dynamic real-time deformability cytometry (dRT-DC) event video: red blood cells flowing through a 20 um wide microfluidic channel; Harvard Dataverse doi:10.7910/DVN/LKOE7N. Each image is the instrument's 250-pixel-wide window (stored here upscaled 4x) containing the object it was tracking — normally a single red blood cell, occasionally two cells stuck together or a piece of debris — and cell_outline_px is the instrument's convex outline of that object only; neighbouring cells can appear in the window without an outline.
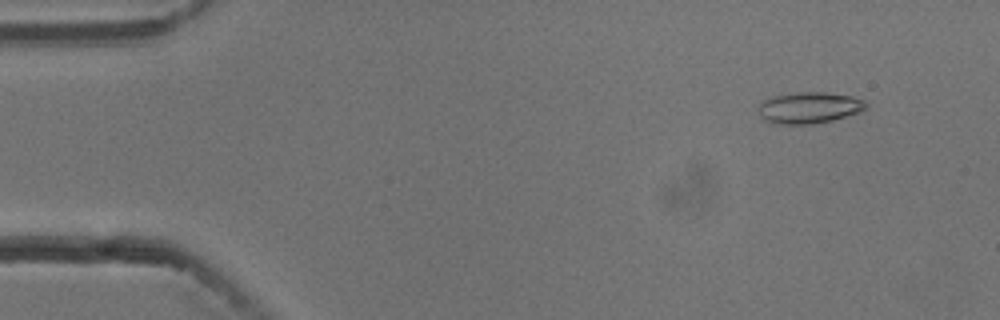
{"species": "common noctule bat (a hibernating species)", "species_latin": "Nyctalus noctula", "temperature_condition": "cold", "stored_images_in_passage": 54, "camera_frame_rate_fps": 3000, "um_per_image_px": 0.085, "animal": {"sex": "male", "body_mass_g": 13.3}, "frame": {"image": 1, "passage_image": 5, "time_ms": 1.333, "image_size_px": [1000, 320], "cell_outline_px": [[868, 108], [860, 112], [832, 120], [812, 124], [772, 124], [764, 120], [760, 116], [760, 104], [764, 100], [772, 96], [796, 92], [828, 92], [852, 96], [864, 100], [868, 104]], "centroid_in_image_um": [68.8, 9.15], "position_along_channel_um": 16.2, "area_um2": 19.83}}
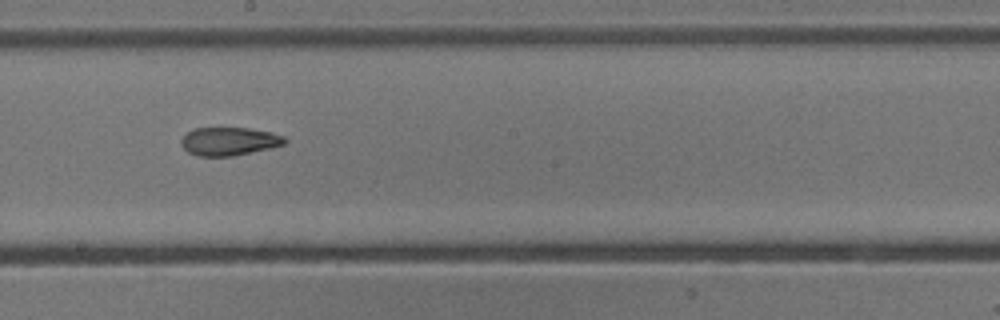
{"frame": {"image": 2, "passage_image": 30, "time_ms": 9.667, "image_size_px": [1000, 320], "cell_outline_px": [[288, 140], [284, 144], [272, 148], [232, 156], [196, 156], [188, 152], [180, 144], [180, 140], [192, 128], [248, 128], [272, 132], [284, 136]], "centroid_in_image_um": [19.48, 12.01], "position_along_channel_um": 228.7, "area_um2": 17.17}}
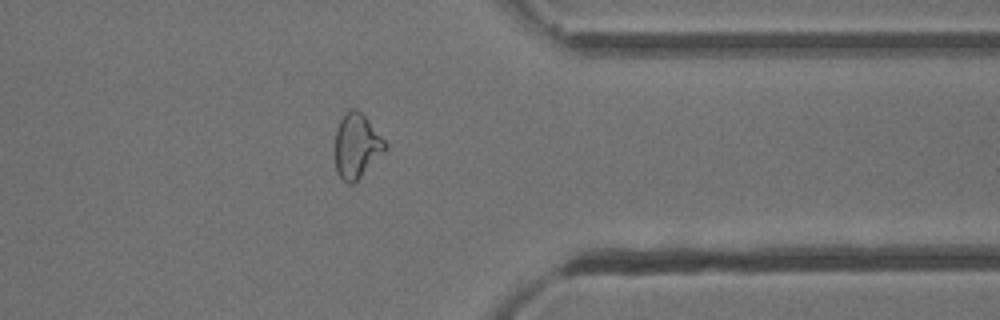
{"frame": {"image": 3, "passage_image": 43, "time_ms": 14.0, "image_size_px": [1000, 320], "cell_outline_px": [[388, 148], [352, 184], [348, 184], [336, 172], [336, 128], [344, 112], [348, 108], [356, 108], [368, 120], [388, 144]], "centroid_in_image_um": [30.32, 12.36], "position_along_channel_um": 381.1, "area_um2": 18.61}, "authors_computed_cell_mechanics": {"area_um2": 18.6983, "velocity_mm_per_s": 3.7615, "shape_relaxation_time_tau1_ms": 6.2682, "shape_relaxation_time_tau2_ms": 4.3197, "deformation_change_tau1": 0.1804, "deformation_change_tau2": 0.1293}}